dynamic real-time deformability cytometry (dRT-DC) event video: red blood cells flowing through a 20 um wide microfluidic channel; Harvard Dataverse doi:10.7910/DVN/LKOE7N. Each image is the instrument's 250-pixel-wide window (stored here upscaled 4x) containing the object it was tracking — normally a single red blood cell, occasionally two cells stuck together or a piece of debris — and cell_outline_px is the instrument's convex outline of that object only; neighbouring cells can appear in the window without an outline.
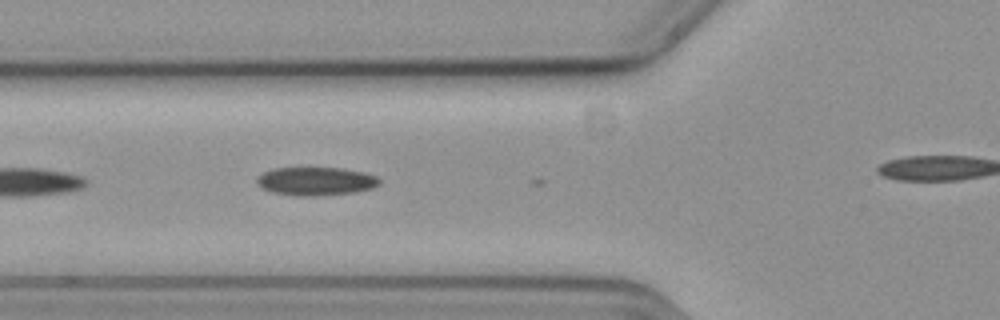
{"species": "common noctule bat (a hibernating species)", "species_latin": "Nyctalus noctula", "temperature_condition": "cold", "stored_images_in_passage": 10, "camera_frame_rate_fps": 3000, "um_per_image_px": 0.085, "animal": {"sex": "female", "body_mass_g": 19.3, "forearm_length_mm": 54.1}, "frame": {"image": 1, "passage_image": 3, "time_ms": 0.667, "image_size_px": [1000, 320], "cell_outline_px": [[380, 184], [372, 188], [352, 192], [312, 196], [296, 196], [272, 192], [260, 188], [256, 184], [256, 180], [264, 172], [272, 168], [344, 168], [364, 172], [376, 176], [380, 180]], "centroid_in_image_um": [26.82, 15.4], "position_along_channel_um": 99.0, "area_um2": 20.23}}